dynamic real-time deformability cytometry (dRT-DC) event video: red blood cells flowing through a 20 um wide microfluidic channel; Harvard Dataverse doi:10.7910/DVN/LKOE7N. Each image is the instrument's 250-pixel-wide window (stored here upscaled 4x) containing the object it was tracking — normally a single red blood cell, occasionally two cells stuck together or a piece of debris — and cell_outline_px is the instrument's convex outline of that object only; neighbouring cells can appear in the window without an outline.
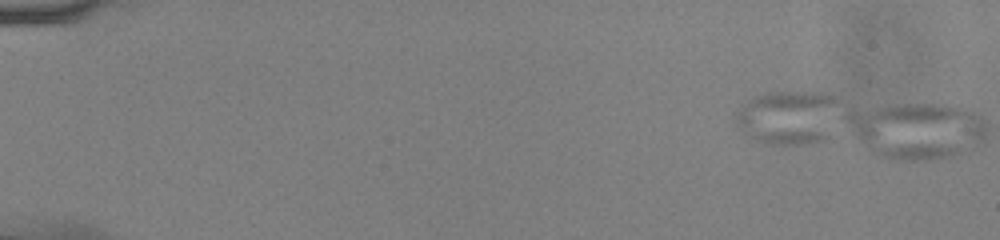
{"species": "common noctule bat (a hibernating species)", "species_latin": "Nyctalus noctula", "temperature_condition": "cold", "stored_images_in_passage": 2, "camera_frame_rate_fps": 3000, "um_per_image_px": 0.085, "animal": {"sex": "male", "body_mass_g": 13.0, "forearm_length_mm": 53.1}, "frame": {"image": 1, "passage_image": 1, "time_ms": 0.0, "image_size_px": [1000, 240], "cell_outline_px": [[836, 104], [828, 136], [824, 140], [812, 144], [764, 144], [756, 140], [744, 132], [736, 124], [736, 108], [752, 96], [768, 92], [812, 92], [832, 96], [836, 100]], "centroid_in_image_um": [66.89, 9.98], "position_along_channel_um": 18.1, "area_um2": 32.25}}